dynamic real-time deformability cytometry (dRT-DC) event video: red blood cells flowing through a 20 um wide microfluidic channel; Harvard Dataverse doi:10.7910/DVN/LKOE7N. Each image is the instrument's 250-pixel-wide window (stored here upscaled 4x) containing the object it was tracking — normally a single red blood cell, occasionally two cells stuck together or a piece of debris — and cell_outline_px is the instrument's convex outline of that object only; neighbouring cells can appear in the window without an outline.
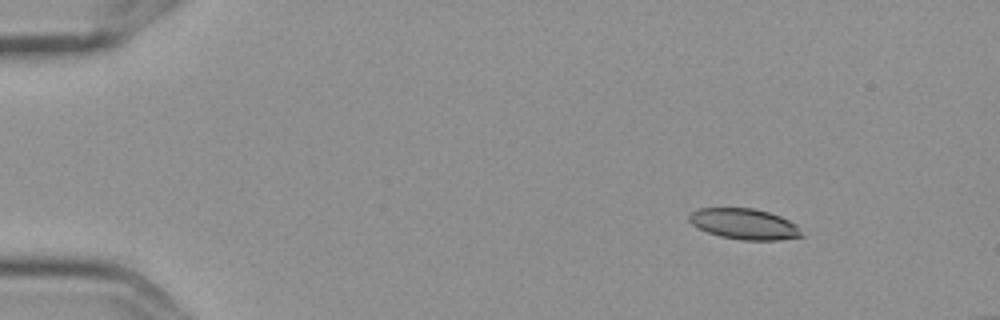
{"species": "Egyptian fruit bat (a non-hibernating species)", "species_latin": "Rousettus aegyptiacus", "temperature_condition": "cold", "stored_images_in_passage": 5, "segment_of_instrument_passage": [1, 2], "camera_frame_rate_fps": 3000, "um_per_image_px": 0.085, "frame": {"image": 1, "passage_image": 1, "time_ms": 0.0, "image_size_px": [1000, 320], "cell_outline_px": [[804, 236], [776, 240], [740, 240], [720, 236], [708, 232], [692, 224], [688, 220], [688, 216], [696, 208], [752, 208], [768, 212], [780, 216], [796, 224]], "centroid_in_image_um": [63.25, 19.03], "position_along_channel_um": 21.7, "area_um2": 20.06}}